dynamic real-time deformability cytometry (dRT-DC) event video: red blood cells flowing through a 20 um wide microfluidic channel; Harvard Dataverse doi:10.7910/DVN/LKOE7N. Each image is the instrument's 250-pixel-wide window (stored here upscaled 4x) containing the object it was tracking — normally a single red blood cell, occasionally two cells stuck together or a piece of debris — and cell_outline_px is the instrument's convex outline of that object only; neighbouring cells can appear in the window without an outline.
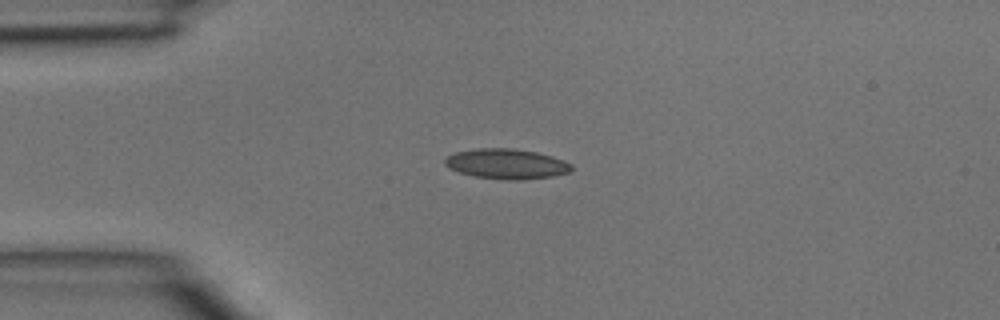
{"species": "common noctule bat (a hibernating species)", "species_latin": "Nyctalus noctula", "temperature_condition": "room temperature", "stored_images_in_passage": 3, "camera_frame_rate_fps": 3000, "um_per_image_px": 0.085, "animal": {"sex": "male", "body_mass_g": 15.6}, "frame": {"image": 1, "passage_image": 3, "time_ms": 0.667, "image_size_px": [1000, 320], "cell_outline_px": [[572, 168], [568, 172], [552, 176], [520, 180], [508, 180], [472, 176], [448, 168], [444, 164], [444, 160], [448, 156], [456, 152], [476, 148], [512, 148], [536, 152], [552, 156], [564, 160], [572, 164]], "centroid_in_image_um": [43.04, 13.93], "position_along_channel_um": 42.0, "area_um2": 22.2}}